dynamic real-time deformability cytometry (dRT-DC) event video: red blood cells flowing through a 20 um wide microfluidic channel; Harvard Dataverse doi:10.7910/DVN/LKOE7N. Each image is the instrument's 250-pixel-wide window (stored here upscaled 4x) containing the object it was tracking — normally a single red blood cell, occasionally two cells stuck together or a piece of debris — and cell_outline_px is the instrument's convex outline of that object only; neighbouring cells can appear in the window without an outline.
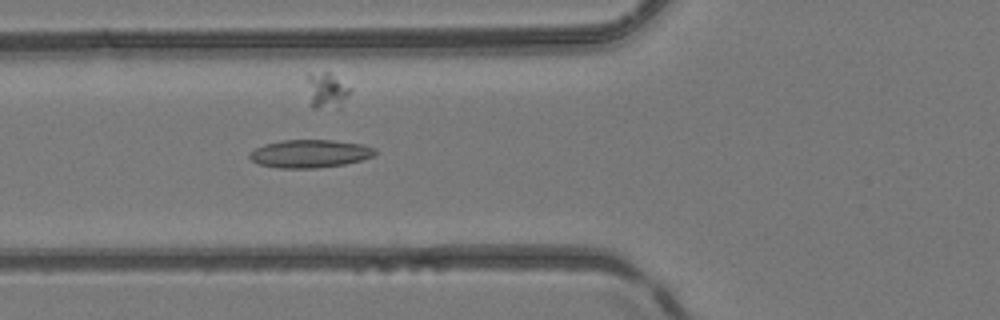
{"species": "common noctule bat (a hibernating species)", "species_latin": "Nyctalus noctula", "temperature_condition": "room temperature", "stored_images_in_passage": 38, "camera_frame_rate_fps": 3000, "um_per_image_px": 0.085, "animal": {"sex": "female", "body_mass_g": 24.6, "forearm_length_mm": 56.2}, "frame": {"image": 1, "passage_image": 7, "time_ms": 2.0, "image_size_px": [1000, 320], "cell_outline_px": [[376, 152], [372, 156], [360, 160], [344, 164], [316, 168], [276, 168], [260, 164], [252, 160], [248, 156], [248, 152], [264, 144], [280, 140], [332, 140], [364, 144], [376, 148]], "centroid_in_image_um": [26.32, 13.05], "position_along_channel_um": 99.5, "area_um2": 20.52}}
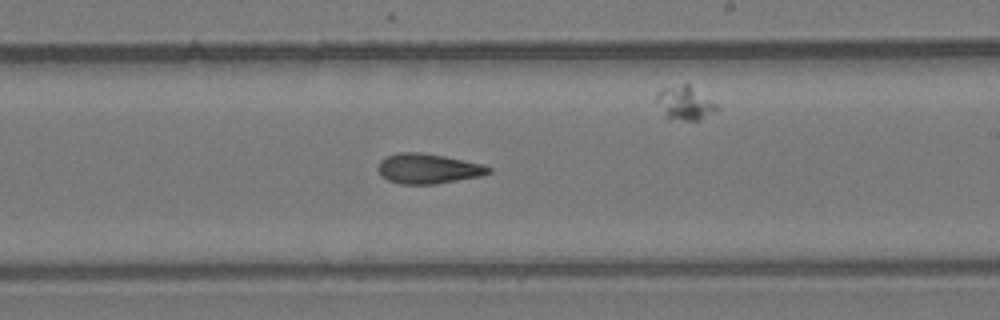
{"frame": {"image": 2, "passage_image": 18, "time_ms": 5.667, "image_size_px": [1000, 320], "cell_outline_px": [[492, 172], [480, 176], [436, 184], [400, 184], [388, 180], [376, 168], [380, 160], [388, 156], [400, 152], [420, 152], [444, 156], [484, 164], [492, 168]], "centroid_in_image_um": [36.41, 14.33], "position_along_channel_um": 252.6, "area_um2": 19.31}}
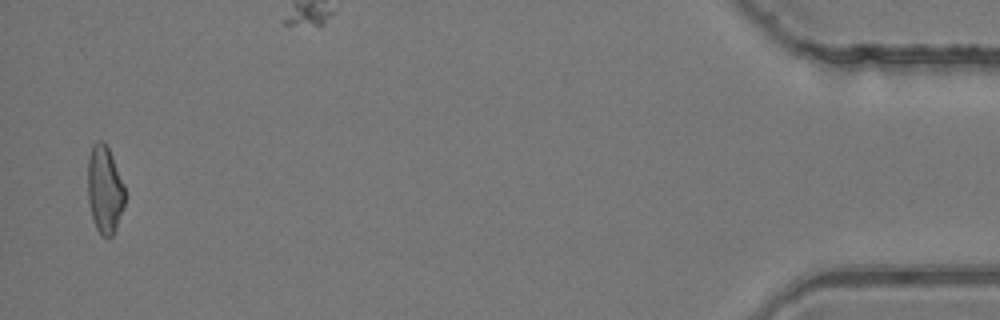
{"frame": {"image": 3, "passage_image": 37, "time_ms": 12.0, "image_size_px": [1000, 320], "cell_outline_px": [[124, 204], [112, 236], [100, 236], [96, 228], [92, 216], [88, 200], [88, 156], [92, 144], [96, 140], [104, 140], [112, 156], [124, 184]], "centroid_in_image_um": [8.87, 16.06], "position_along_channel_um": 426.3, "area_um2": 18.84}, "authors_computed_cell_mechanics": {"area_um2": 19.3052, "velocity_mm_per_s": 4.1675, "shape_relaxation_time_tau1_ms": null, "shape_relaxation_time_tau2_ms": 4.1088, "deformation_change_tau1": null, "deformation_change_tau2": 0.1227}}